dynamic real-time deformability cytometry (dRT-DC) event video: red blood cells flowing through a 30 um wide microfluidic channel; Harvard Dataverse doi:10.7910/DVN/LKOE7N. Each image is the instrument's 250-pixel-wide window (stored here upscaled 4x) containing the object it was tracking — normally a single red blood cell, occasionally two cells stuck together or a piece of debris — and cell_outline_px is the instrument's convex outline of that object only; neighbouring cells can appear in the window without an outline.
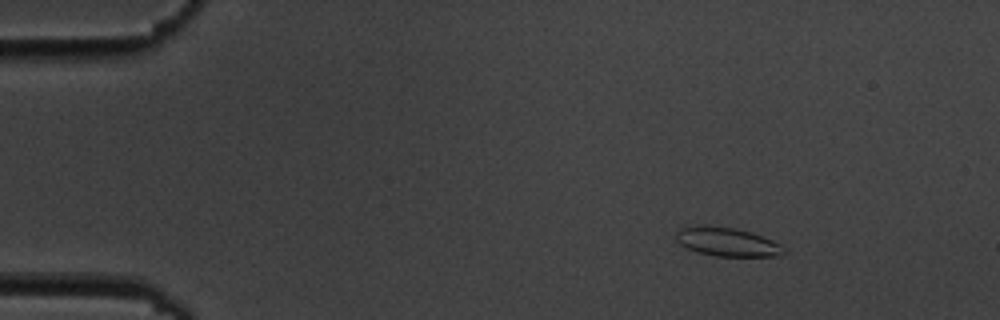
{"species": "common noctule bat (a hibernating species)", "species_latin": "Nyctalus noctula", "temperature_condition": "cold", "stored_images_in_passage": 4, "camera_frame_rate_fps": 3000, "um_per_image_px": 0.085, "animal": {"sex": "male", "body_mass_g": 19.5, "forearm_length_mm": 54.6}, "frame": {"image": 1, "passage_image": 2, "time_ms": 1.333, "image_size_px": [1000, 320], "cell_outline_px": [[788, 252], [780, 256], [716, 256], [696, 252], [680, 244], [676, 240], [676, 232], [680, 228], [704, 224], [732, 228], [752, 232], [772, 240], [780, 244]], "centroid_in_image_um": [61.81, 20.56], "position_along_channel_um": 23.2, "area_um2": 18.21}}